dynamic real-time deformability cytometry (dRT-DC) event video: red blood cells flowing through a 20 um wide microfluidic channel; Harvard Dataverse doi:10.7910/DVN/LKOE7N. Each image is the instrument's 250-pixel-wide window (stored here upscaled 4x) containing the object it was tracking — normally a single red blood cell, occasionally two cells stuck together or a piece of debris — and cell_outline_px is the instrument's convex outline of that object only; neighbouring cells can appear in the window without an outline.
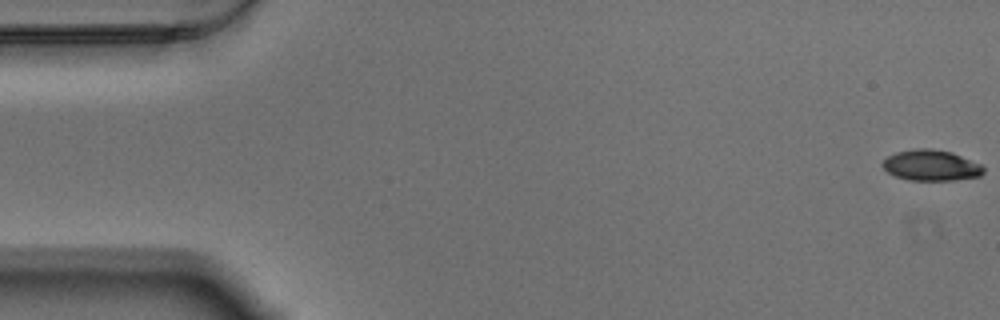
{"species": "Egyptian fruit bat (a non-hibernating species)", "species_latin": "Rousettus aegyptiacus", "temperature_condition": "warm", "stored_images_in_passage": 58, "camera_frame_rate_fps": 3000, "um_per_image_px": 0.085, "animal": {"sex": "male"}, "frame": {"image": 1, "passage_image": 1, "time_ms": 0.0, "image_size_px": [1000, 320], "cell_outline_px": [[984, 172], [980, 176], [956, 180], [908, 180], [896, 176], [888, 172], [880, 164], [888, 156], [896, 152], [916, 148], [932, 148], [952, 152], [980, 164], [984, 168]], "centroid_in_image_um": [79.14, 14.05], "position_along_channel_um": 5.9, "area_um2": 18.15}}
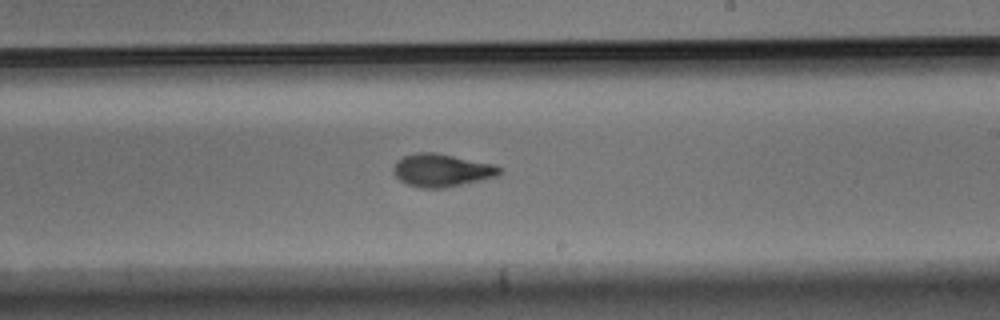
{"frame": {"image": 2, "passage_image": 34, "time_ms": 11.0, "image_size_px": [1000, 320], "cell_outline_px": [[500, 172], [496, 176], [480, 180], [444, 188], [420, 188], [408, 184], [400, 180], [392, 172], [392, 168], [396, 160], [404, 156], [416, 152], [436, 152], [496, 164], [500, 168]], "centroid_in_image_um": [37.51, 14.46], "position_along_channel_um": 251.5, "area_um2": 20.4}}
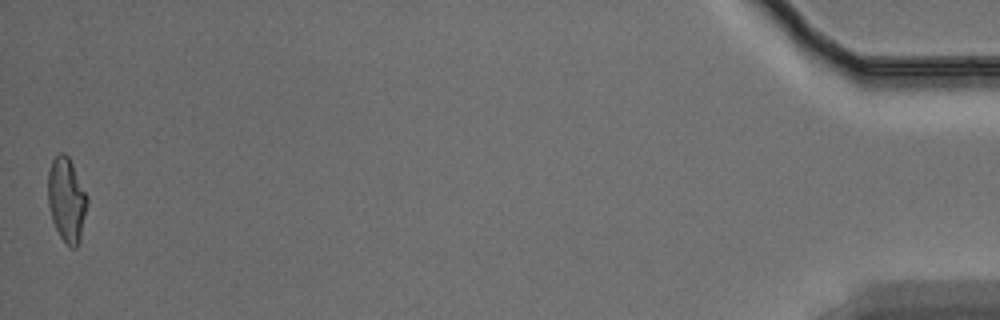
{"frame": {"image": 3, "passage_image": 58, "time_ms": 19.0, "image_size_px": [1000, 320], "cell_outline_px": [[88, 204], [80, 240], [76, 248], [68, 248], [60, 236], [52, 220], [48, 204], [48, 172], [52, 160], [60, 152], [64, 152], [68, 156], [88, 196]], "centroid_in_image_um": [5.67, 17.0], "position_along_channel_um": 429.5, "area_um2": 19.42}, "authors_computed_cell_mechanics": {"area_um2": 19.5942, "velocity_mm_per_s": 3.4641, "shape_relaxation_time_tau1_ms": 4.1151, "shape_relaxation_time_tau2_ms": 2.2552, "deformation_change_tau1": 0.1777, "deformation_change_tau2": 0.0872}}